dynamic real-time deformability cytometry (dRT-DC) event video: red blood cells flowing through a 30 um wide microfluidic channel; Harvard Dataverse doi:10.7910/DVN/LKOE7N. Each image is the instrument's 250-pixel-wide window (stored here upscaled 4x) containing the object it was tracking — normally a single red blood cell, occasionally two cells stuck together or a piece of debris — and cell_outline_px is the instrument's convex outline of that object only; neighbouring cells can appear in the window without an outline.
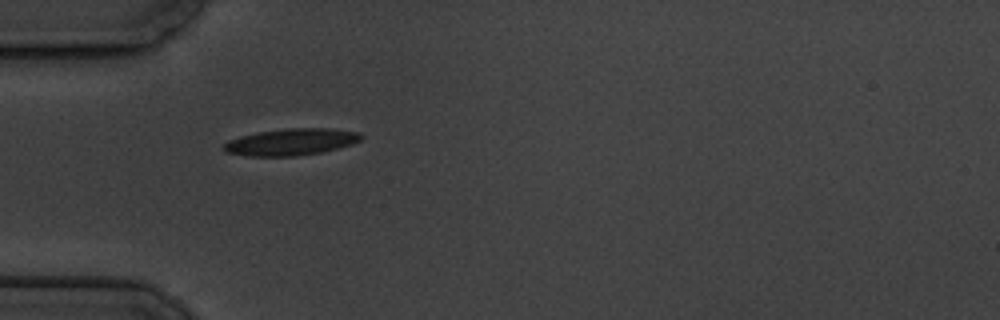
{"species": "common noctule bat (a hibernating species)", "species_latin": "Nyctalus noctula", "temperature_condition": "cold", "stored_images_in_passage": 3, "camera_frame_rate_fps": 3000, "um_per_image_px": 0.085, "animal": {"sex": "male", "body_mass_g": 19.5, "forearm_length_mm": 54.6}, "frame": {"image": 1, "passage_image": 1, "time_ms": 0.0, "image_size_px": [1000, 320], "cell_outline_px": [[364, 136], [360, 140], [352, 144], [324, 152], [296, 156], [248, 156], [224, 152], [220, 148], [228, 140], [240, 136], [256, 132], [288, 128], [328, 128], [360, 132]], "centroid_in_image_um": [24.72, 12.07], "position_along_channel_um": 60.3, "area_um2": 21.68}}
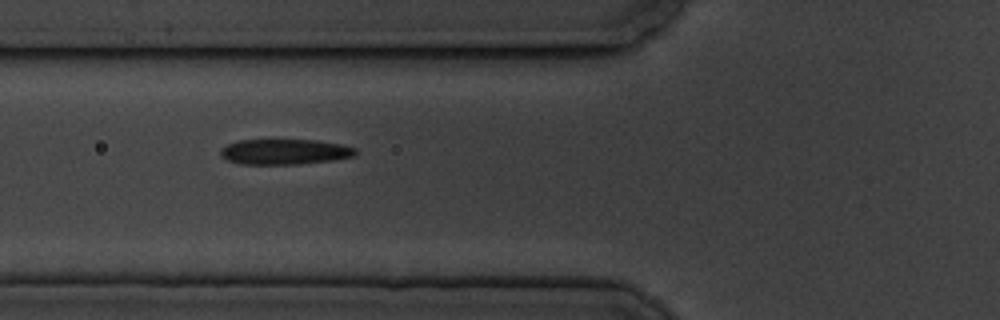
{"frame": {"image": 2, "passage_image": 2, "time_ms": 1.333, "image_size_px": [1000, 320], "cell_outline_px": [[356, 156], [332, 160], [296, 164], [240, 164], [228, 160], [220, 156], [220, 148], [236, 140], [316, 140], [344, 144], [356, 148]], "centroid_in_image_um": [24.2, 12.89], "position_along_channel_um": 101.6, "area_um2": 20.11}}
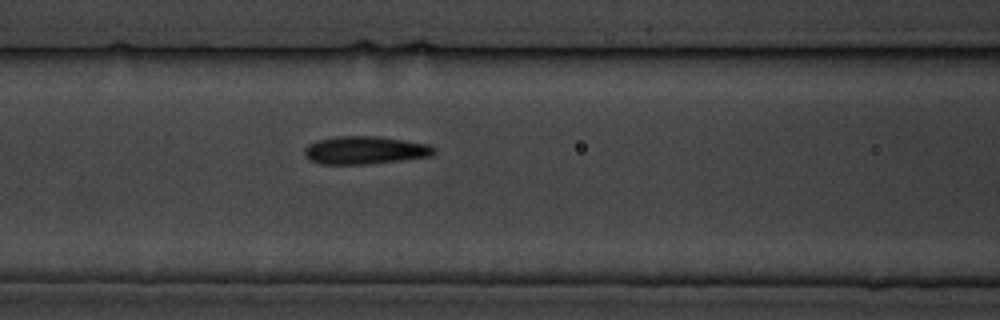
{"frame": {"image": 3, "passage_image": 3, "time_ms": 2.333, "image_size_px": [1000, 320], "cell_outline_px": [[436, 152], [432, 156], [404, 160], [368, 164], [320, 164], [308, 160], [304, 156], [304, 148], [308, 144], [316, 140], [336, 136], [380, 136], [432, 144], [436, 148]], "centroid_in_image_um": [31.05, 12.76], "position_along_channel_um": 135.6, "area_um2": 21.62}}